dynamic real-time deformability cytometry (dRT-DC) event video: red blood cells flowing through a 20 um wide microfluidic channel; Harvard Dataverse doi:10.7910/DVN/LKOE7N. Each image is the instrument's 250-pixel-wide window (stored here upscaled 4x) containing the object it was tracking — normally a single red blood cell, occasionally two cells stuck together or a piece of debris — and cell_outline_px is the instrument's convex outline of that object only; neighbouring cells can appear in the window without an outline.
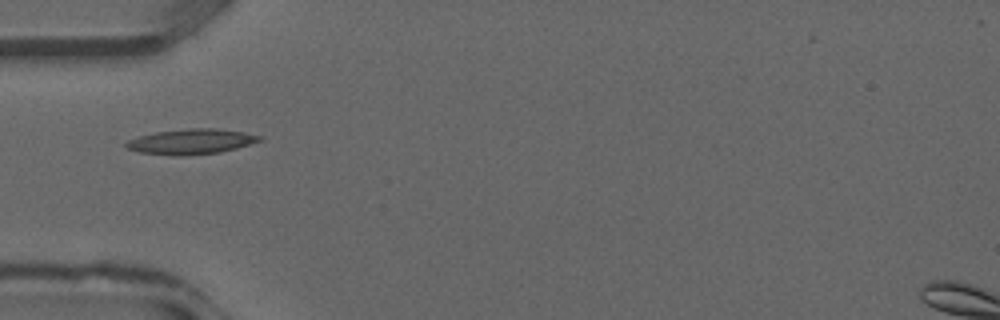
{"species": "common noctule bat (a hibernating species)", "species_latin": "Nyctalus noctula", "temperature_condition": "warm", "stored_images_in_passage": 21, "camera_frame_rate_fps": 3000, "um_per_image_px": 0.085, "animal": {"sex": "male", "forearm_length_mm": 52.5}, "frame": {"image": 1, "passage_image": 1, "time_ms": 0.0, "image_size_px": [1000, 320], "cell_outline_px": [[264, 136], [260, 140], [236, 148], [220, 152], [184, 156], [172, 156], [140, 152], [124, 148], [124, 144], [128, 140], [140, 136], [156, 132], [188, 128], [216, 128], [244, 132]], "centroid_in_image_um": [16.22, 12.04], "position_along_channel_um": 68.8, "area_um2": 19.65}}
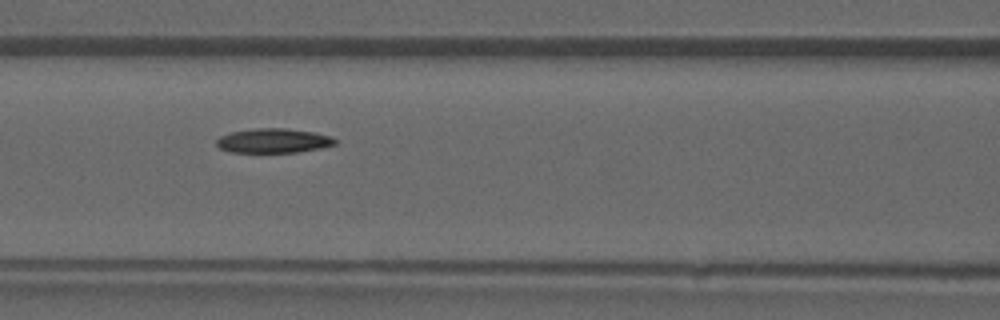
{"frame": {"image": 2, "passage_image": 5, "time_ms": 1.333, "image_size_px": [1000, 320], "cell_outline_px": [[336, 144], [320, 148], [296, 152], [228, 152], [220, 148], [216, 144], [216, 140], [220, 136], [232, 132], [256, 128], [284, 128], [316, 132], [332, 136], [336, 140]], "centroid_in_image_um": [23.25, 11.95], "position_along_channel_um": 143.3, "area_um2": 16.88}}
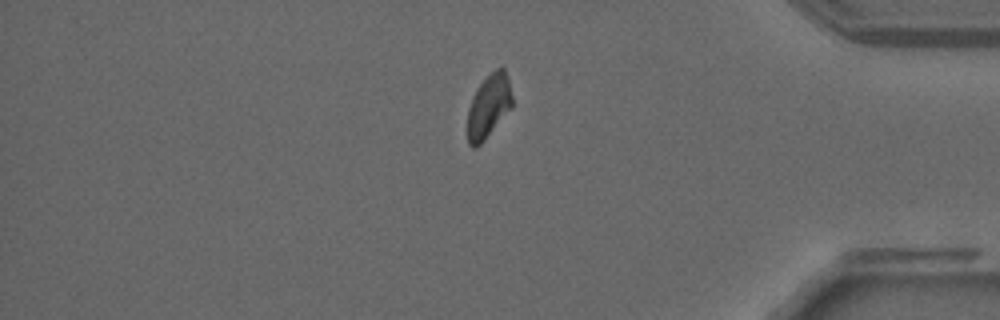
{"frame": {"image": 3, "passage_image": 20, "time_ms": 6.333, "image_size_px": [1000, 320], "cell_outline_px": [[512, 104], [484, 140], [476, 148], [472, 148], [468, 144], [468, 108], [472, 96], [476, 88], [496, 68], [504, 68], [508, 80], [512, 96]], "centroid_in_image_um": [41.5, 9.03], "position_along_channel_um": 393.7, "area_um2": 16.01}}